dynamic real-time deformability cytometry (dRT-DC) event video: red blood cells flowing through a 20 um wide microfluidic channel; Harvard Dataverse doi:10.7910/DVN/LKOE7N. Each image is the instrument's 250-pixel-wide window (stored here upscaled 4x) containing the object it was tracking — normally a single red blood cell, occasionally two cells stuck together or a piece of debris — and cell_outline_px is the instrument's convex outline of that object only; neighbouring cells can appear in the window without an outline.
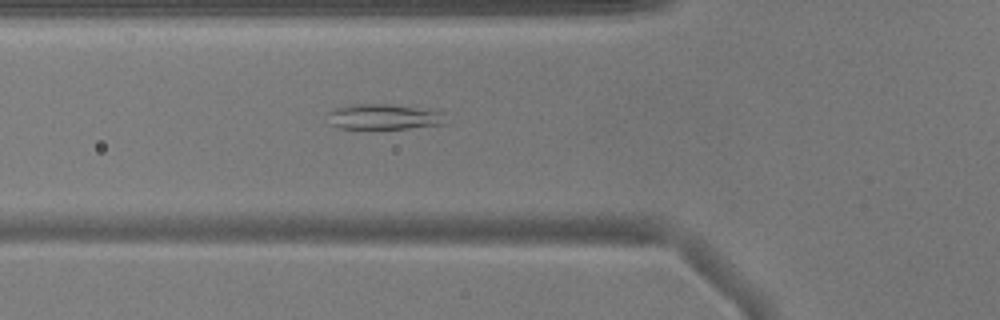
{"species": "common noctule bat (a hibernating species)", "species_latin": "Nyctalus noctula", "temperature_condition": "warm", "stored_images_in_passage": 43, "camera_frame_rate_fps": 3000, "um_per_image_px": 0.085, "animal": {"sex": "male", "body_mass_g": 17.9}, "frame": {"image": 1, "passage_image": 10, "time_ms": 3.0, "image_size_px": [1000, 320], "cell_outline_px": [[444, 124], [408, 128], [336, 128], [328, 124], [328, 112], [336, 108], [352, 104], [388, 104], [444, 112]], "centroid_in_image_um": [32.55, 9.93], "position_along_channel_um": 93.2, "area_um2": 17.28}}
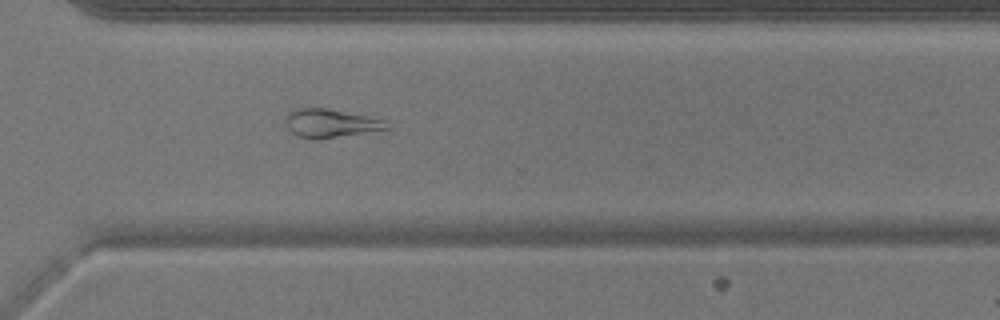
{"frame": {"image": 2, "passage_image": 29, "time_ms": 9.333, "image_size_px": [1000, 320], "cell_outline_px": [[392, 128], [312, 140], [296, 136], [288, 128], [284, 120], [288, 112], [296, 108], [324, 108], [368, 116], [384, 120], [392, 124]], "centroid_in_image_um": [28.08, 10.48], "position_along_channel_um": 342.5, "area_um2": 16.76}}
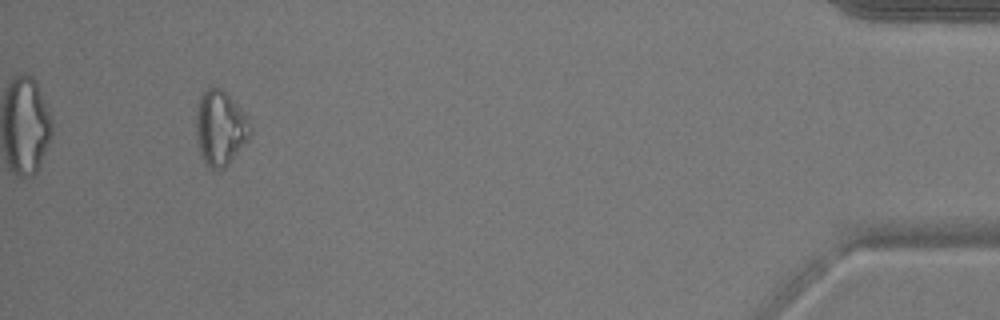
{"frame": {"image": 3, "passage_image": 40, "time_ms": 13.0, "image_size_px": [1000, 320], "cell_outline_px": [[252, 124], [248, 140], [224, 168], [212, 168], [204, 160], [200, 152], [196, 132], [196, 112], [200, 96], [204, 88], [220, 88], [240, 108]], "centroid_in_image_um": [18.72, 10.85], "position_along_channel_um": 416.5, "area_um2": 23.12}}